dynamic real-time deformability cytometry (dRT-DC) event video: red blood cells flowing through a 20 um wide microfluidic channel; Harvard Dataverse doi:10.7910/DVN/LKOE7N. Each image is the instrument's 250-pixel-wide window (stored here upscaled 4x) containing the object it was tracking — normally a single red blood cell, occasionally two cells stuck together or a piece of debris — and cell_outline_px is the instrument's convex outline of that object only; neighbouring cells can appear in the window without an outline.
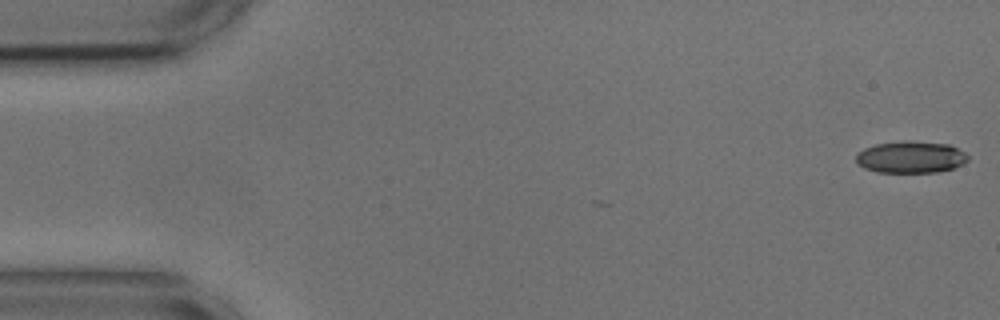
{"species": "common noctule bat (a hibernating species)", "species_latin": "Nyctalus noctula", "temperature_condition": "cold", "stored_images_in_passage": 54, "camera_frame_rate_fps": 3000, "um_per_image_px": 0.085, "animal": {"sex": "male", "body_mass_g": 17.9, "forearm_length_mm": 54.2}, "frame": {"image": 1, "passage_image": 1, "time_ms": 0.0, "image_size_px": [1000, 320], "cell_outline_px": [[968, 160], [964, 164], [952, 168], [936, 172], [876, 172], [864, 168], [856, 164], [856, 152], [864, 148], [876, 144], [904, 140], [912, 140], [948, 144], [964, 152], [968, 156]], "centroid_in_image_um": [77.38, 13.34], "position_along_channel_um": 7.6, "area_um2": 20.98}}
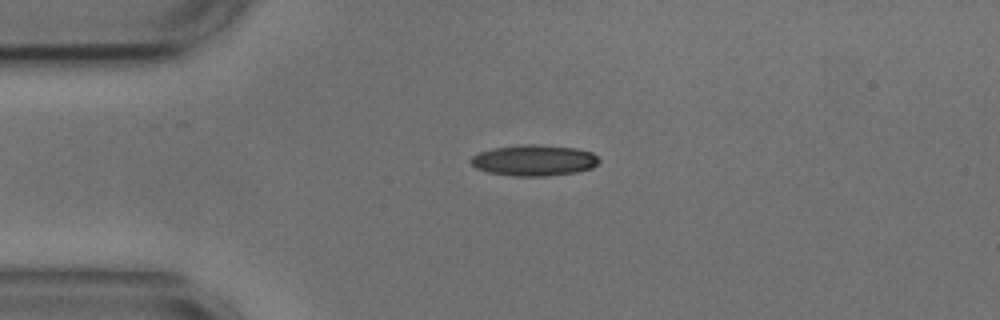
{"frame": {"image": 2, "passage_image": 12, "time_ms": 3.667, "image_size_px": [1000, 320], "cell_outline_px": [[600, 160], [592, 168], [576, 172], [548, 176], [512, 176], [488, 172], [476, 168], [468, 160], [472, 156], [480, 152], [492, 148], [520, 144], [536, 144], [576, 148], [592, 152]], "centroid_in_image_um": [45.37, 13.62], "position_along_channel_um": 39.6, "area_um2": 23.29}}
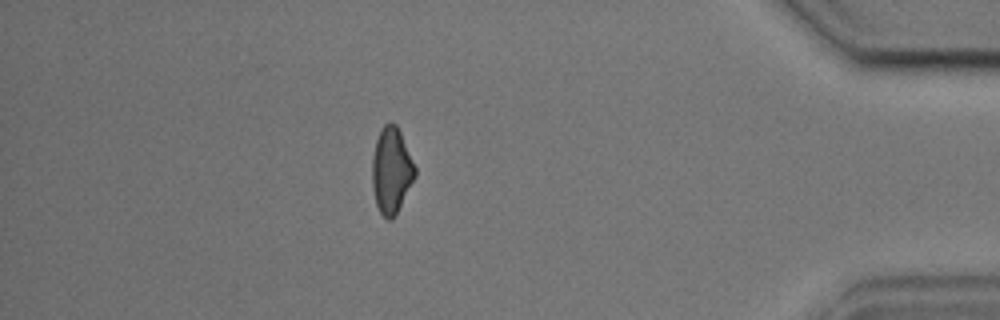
{"frame": {"image": 3, "passage_image": 47, "time_ms": 15.333, "image_size_px": [1000, 320], "cell_outline_px": [[416, 176], [392, 220], [388, 220], [380, 212], [376, 204], [372, 188], [372, 156], [376, 140], [380, 128], [384, 124], [396, 124], [400, 132], [416, 168]], "centroid_in_image_um": [33.25, 14.49], "position_along_channel_um": 401.9, "area_um2": 21.27}, "authors_computed_cell_mechanics": {"area_um2": 22.1663, "velocity_mm_per_s": 3.6775, "shape_relaxation_time_tau1_ms": 5.6039, "shape_relaxation_time_tau2_ms": 2.7474, "deformation_change_tau1": 0.1147, "deformation_change_tau2": 0.0994}}